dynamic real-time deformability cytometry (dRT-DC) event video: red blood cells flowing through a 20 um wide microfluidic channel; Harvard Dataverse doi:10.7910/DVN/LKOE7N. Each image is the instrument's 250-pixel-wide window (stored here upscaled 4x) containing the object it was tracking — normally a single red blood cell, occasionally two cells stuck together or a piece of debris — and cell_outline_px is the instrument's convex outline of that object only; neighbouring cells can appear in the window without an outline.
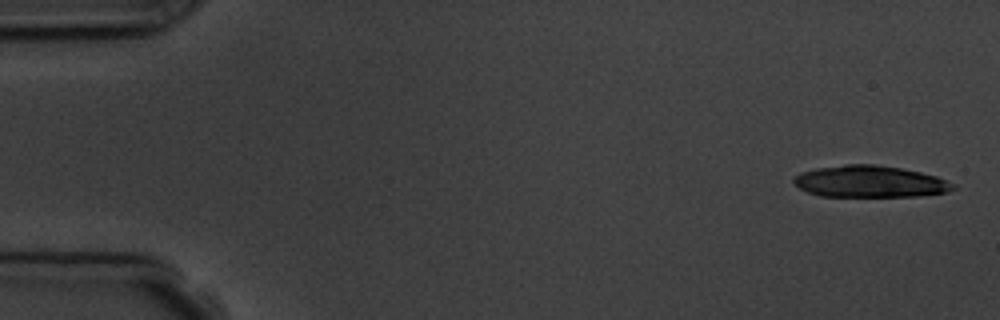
{"species": "common noctule bat (a hibernating species)", "species_latin": "Nyctalus noctula", "temperature_condition": "room temperature", "stored_images_in_passage": 5, "camera_frame_rate_fps": 3000, "um_per_image_px": 0.085, "animal": {"sex": "male", "body_mass_g": 19.5, "forearm_length_mm": 54.6}, "frame": {"image": 1, "passage_image": 1, "time_ms": 0.0, "image_size_px": [1000, 320], "cell_outline_px": [[956, 188], [948, 192], [920, 196], [820, 196], [808, 192], [800, 188], [792, 180], [800, 172], [816, 168], [844, 164], [876, 164], [900, 168], [920, 172], [936, 176], [956, 184]], "centroid_in_image_um": [73.96, 15.43], "position_along_channel_um": 11.0, "area_um2": 29.48}}